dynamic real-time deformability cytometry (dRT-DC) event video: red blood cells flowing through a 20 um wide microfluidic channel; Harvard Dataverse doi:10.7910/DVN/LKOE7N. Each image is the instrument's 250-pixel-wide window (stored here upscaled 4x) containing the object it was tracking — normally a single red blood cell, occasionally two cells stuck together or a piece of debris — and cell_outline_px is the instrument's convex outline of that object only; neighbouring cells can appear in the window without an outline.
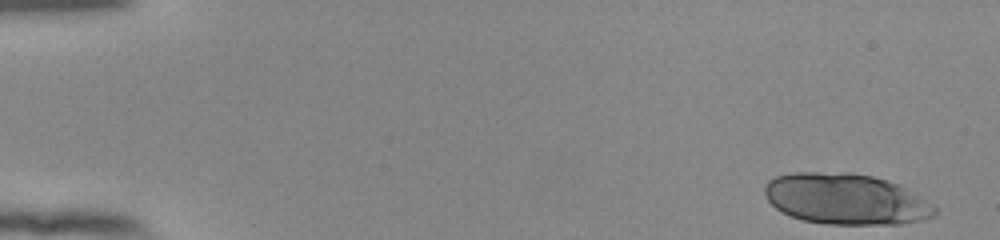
{"species": "human", "species_latin": "Homo sapiens", "temperature_condition": "room temperature", "stored_images_in_passage": 36, "segment_of_instrument_passage": [1, 2], "camera_frame_rate_fps": 3000, "um_per_image_px": 0.085, "donor": {"sex": "female"}, "frame": {"image": 1, "passage_image": 1, "time_ms": 0.0, "image_size_px": [1000, 240], "cell_outline_px": [[936, 216], [924, 220], [900, 224], [832, 224], [804, 220], [780, 212], [768, 200], [764, 192], [764, 184], [768, 180], [776, 176], [792, 172], [852, 172], [872, 176], [888, 180], [900, 184], [936, 208]], "centroid_in_image_um": [71.88, 16.91], "position_along_channel_um": 13.1, "area_um2": 50.63}}
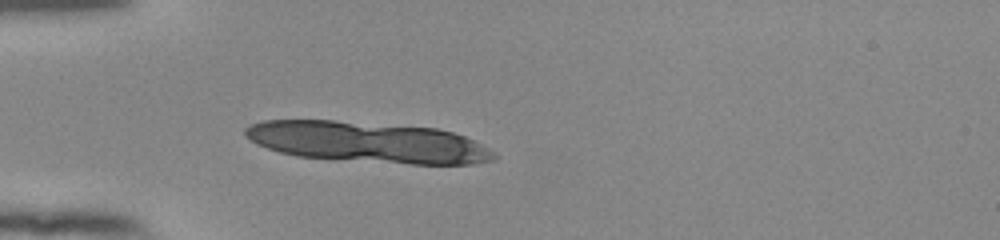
{"frame": {"image": 2, "passage_image": 15, "time_ms": 4.667, "image_size_px": [1000, 240], "cell_outline_px": [[496, 160], [472, 164], [408, 164], [296, 156], [280, 152], [256, 144], [244, 136], [244, 128], [252, 124], [264, 120], [332, 120], [436, 128], [452, 132], [464, 136], [496, 152]], "centroid_in_image_um": [31.25, 12.09], "position_along_channel_um": 53.7, "area_um2": 59.07}}